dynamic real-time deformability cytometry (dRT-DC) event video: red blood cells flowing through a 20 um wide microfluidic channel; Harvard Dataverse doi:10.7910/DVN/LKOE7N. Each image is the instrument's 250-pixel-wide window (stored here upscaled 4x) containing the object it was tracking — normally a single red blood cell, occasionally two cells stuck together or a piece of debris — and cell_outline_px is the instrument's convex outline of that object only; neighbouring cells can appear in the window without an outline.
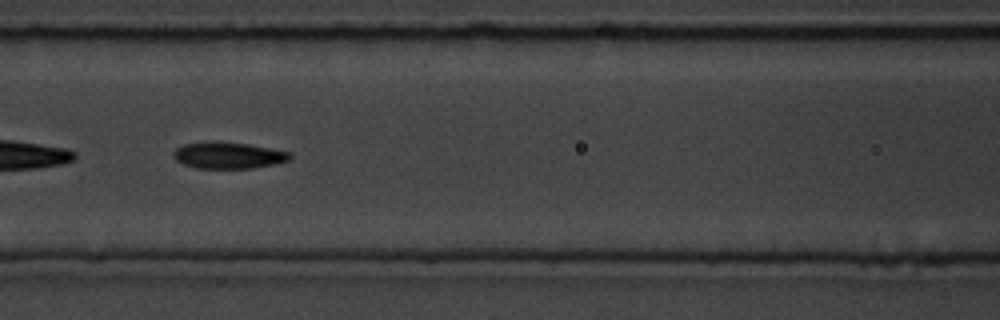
{"species": "common noctule bat (a hibernating species)", "species_latin": "Nyctalus noctula", "temperature_condition": "room temperature", "stored_images_in_passage": 43, "camera_frame_rate_fps": 3000, "um_per_image_px": 0.085, "animal": {"sex": "male", "body_mass_g": 19.5, "forearm_length_mm": 54.6}, "frame": {"image": 1, "passage_image": 13, "time_ms": 4.0, "image_size_px": [1000, 320], "cell_outline_px": [[292, 156], [288, 160], [276, 164], [252, 168], [196, 168], [184, 164], [176, 160], [172, 152], [176, 148], [184, 144], [248, 144], [292, 152]], "centroid_in_image_um": [19.47, 13.25], "position_along_channel_um": 147.1, "area_um2": 17.22}, "authors_computed_cell_mechanics": {"area_um2": 17.918, "velocity_mm_per_s": 3.4639, "shape_relaxation_time_tau1_ms": 4.6048, "shape_relaxation_time_tau2_ms": 3.2559, "deformation_change_tau1": 0.1473, "deformation_change_tau2": 0.0846}}